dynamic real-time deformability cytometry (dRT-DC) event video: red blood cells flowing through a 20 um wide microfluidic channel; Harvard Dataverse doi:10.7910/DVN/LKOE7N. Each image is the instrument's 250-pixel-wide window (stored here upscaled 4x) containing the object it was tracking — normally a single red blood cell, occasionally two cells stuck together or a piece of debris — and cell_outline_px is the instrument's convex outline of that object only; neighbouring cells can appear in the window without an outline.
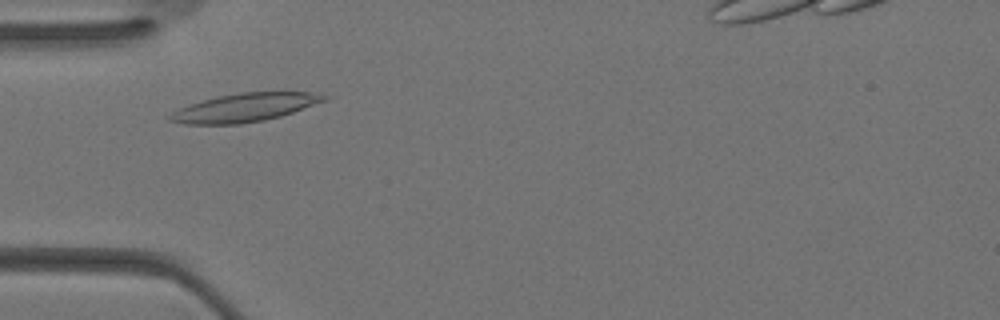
{"species": "Egyptian fruit bat (a non-hibernating species)", "species_latin": "Rousettus aegyptiacus", "temperature_condition": "warm", "stored_images_in_passage": 16, "camera_frame_rate_fps": 3000, "um_per_image_px": 0.085, "animal": {"sex": "female"}, "frame": {"image": 1, "passage_image": 3, "time_ms": 0.667, "image_size_px": [1000, 320], "cell_outline_px": [[328, 100], [280, 116], [264, 120], [240, 124], [184, 124], [168, 120], [168, 116], [172, 112], [180, 108], [204, 100], [220, 96], [240, 92], [324, 92], [328, 96]], "centroid_in_image_um": [20.86, 9.14], "position_along_channel_um": 64.1, "area_um2": 25.37}}
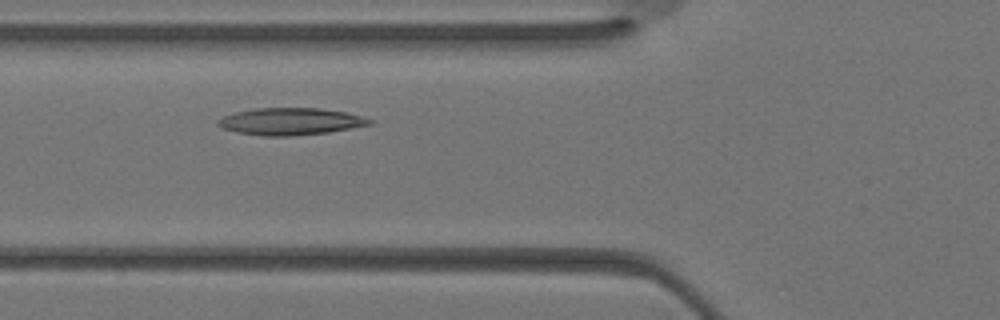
{"frame": {"image": 2, "passage_image": 5, "time_ms": 1.333, "image_size_px": [1000, 320], "cell_outline_px": [[376, 120], [372, 124], [328, 132], [288, 136], [264, 136], [236, 132], [224, 128], [216, 124], [216, 120], [224, 116], [236, 112], [256, 108], [320, 108], [348, 112]], "centroid_in_image_um": [24.72, 10.32], "position_along_channel_um": 101.1, "area_um2": 23.93}}